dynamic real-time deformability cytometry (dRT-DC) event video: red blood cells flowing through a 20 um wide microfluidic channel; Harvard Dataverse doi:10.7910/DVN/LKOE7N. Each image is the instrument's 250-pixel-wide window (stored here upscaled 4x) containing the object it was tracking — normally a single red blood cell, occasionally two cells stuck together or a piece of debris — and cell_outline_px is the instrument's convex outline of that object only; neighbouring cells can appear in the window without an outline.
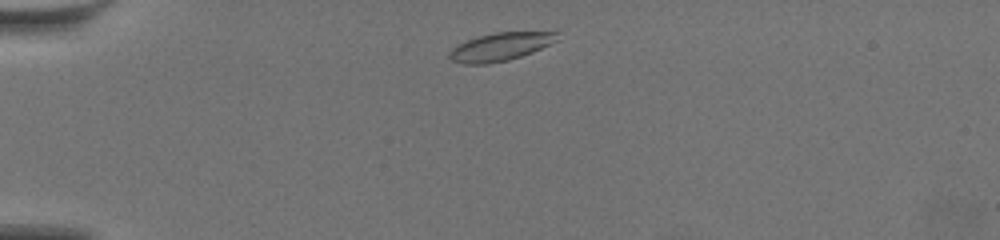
{"species": "common noctule bat (a hibernating species)", "species_latin": "Nyctalus noctula", "temperature_condition": "warm", "stored_images_in_passage": 47, "camera_frame_rate_fps": 3000, "um_per_image_px": 0.085, "animal": {"sex": "female", "body_mass_g": 19.5, "forearm_length_mm": 54.1}, "frame": {"image": 1, "passage_image": 3, "time_ms": 0.667, "image_size_px": [1000, 240], "cell_outline_px": [[560, 40], [532, 52], [508, 60], [488, 64], [464, 64], [452, 60], [448, 56], [448, 52], [452, 48], [468, 40], [480, 36], [496, 32], [560, 32]], "centroid_in_image_um": [42.58, 3.97], "position_along_channel_um": 42.4, "area_um2": 17.57}}
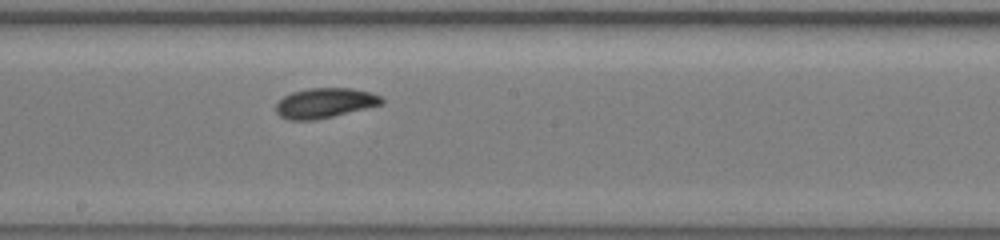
{"frame": {"image": 2, "passage_image": 22, "time_ms": 7.0, "image_size_px": [1000, 240], "cell_outline_px": [[384, 104], [316, 120], [288, 120], [280, 116], [276, 112], [276, 104], [284, 96], [292, 92], [308, 88], [352, 88], [372, 92], [380, 96], [384, 100]], "centroid_in_image_um": [27.63, 8.75], "position_along_channel_um": 220.6, "area_um2": 18.55}}
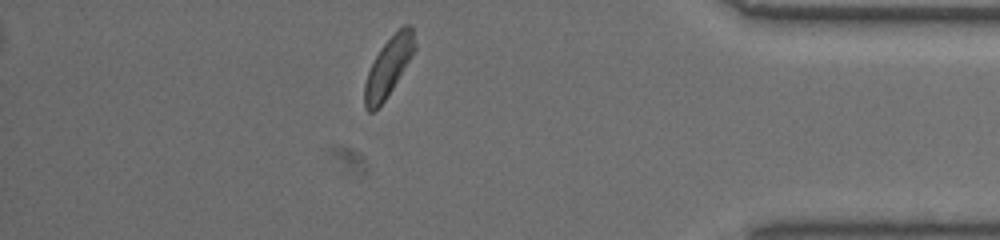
{"frame": {"image": 3, "passage_image": 40, "time_ms": 13.0, "image_size_px": [1000, 240], "cell_outline_px": [[416, 48], [412, 56], [392, 88], [384, 100], [372, 112], [368, 112], [364, 108], [364, 84], [368, 72], [380, 48], [404, 24], [412, 24], [416, 44]], "centroid_in_image_um": [33.03, 5.65], "position_along_channel_um": 402.2, "area_um2": 16.88}, "authors_computed_cell_mechanics": {"area_um2": 17.9758, "velocity_mm_per_s": 3.5181, "shape_relaxation_time_tau1_ms": 2.2099, "shape_relaxation_time_tau2_ms": 3.09, "deformation_change_tau1": 0.1064, "deformation_change_tau2": 0.0847}}